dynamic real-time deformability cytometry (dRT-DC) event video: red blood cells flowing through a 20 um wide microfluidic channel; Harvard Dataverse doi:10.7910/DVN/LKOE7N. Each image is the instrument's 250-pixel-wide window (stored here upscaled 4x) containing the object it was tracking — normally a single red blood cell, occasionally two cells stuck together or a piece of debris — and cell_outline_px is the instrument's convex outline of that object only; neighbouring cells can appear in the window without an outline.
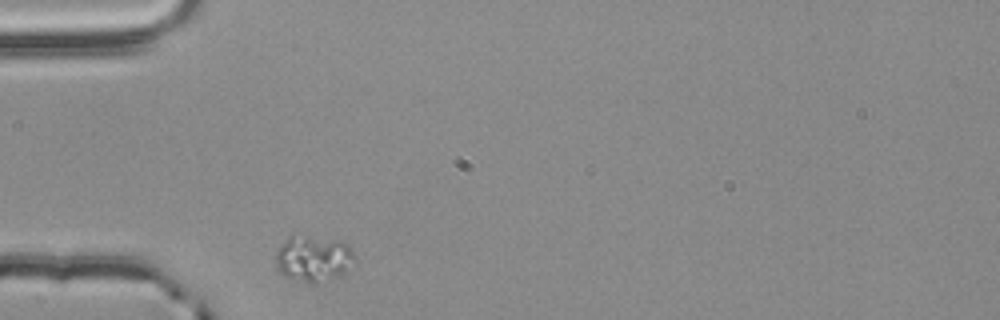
{"species": "common noctule bat (a hibernating species)", "species_latin": "Nyctalus noctula", "temperature_condition": "room temperature", "stored_images_in_passage": 31, "camera_frame_rate_fps": 3000, "um_per_image_px": 0.085, "animal": {"sex": "male", "body_mass_g": 20.4}, "frame": {"image": 1, "passage_image": 1, "time_ms": 0.0, "image_size_px": [1000, 320], "cell_outline_px": [[356, 260], [344, 276], [316, 284], [308, 284], [284, 276], [276, 268], [276, 252], [284, 240], [288, 236], [304, 236], [340, 240], [348, 244]], "centroid_in_image_um": [26.67, 22.02], "position_along_channel_um": 58.3, "area_um2": 21.73}}
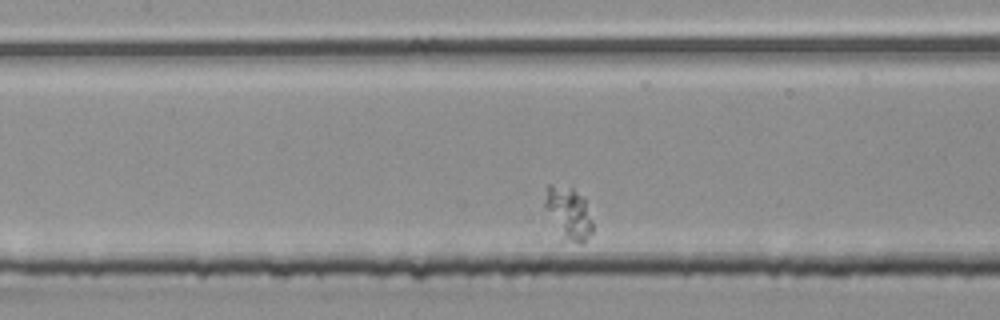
{"frame": {"image": 2, "passage_image": 11, "time_ms": 3.333, "image_size_px": [1000, 320], "cell_outline_px": [[592, 232], [580, 244], [560, 240], [544, 208], [544, 200], [548, 184], [552, 184], [572, 188], [584, 196], [592, 220]], "centroid_in_image_um": [48.29, 18.15], "position_along_channel_um": 159.1, "area_um2": 15.09}}
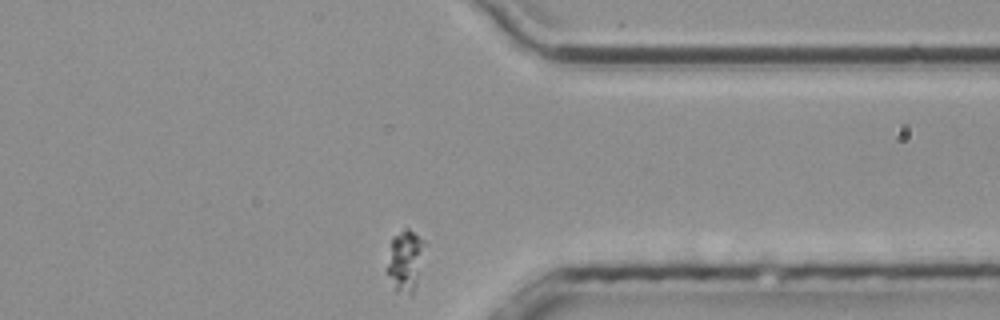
{"frame": {"image": 3, "passage_image": 31, "time_ms": 10.0, "image_size_px": [1000, 320], "cell_outline_px": [[428, 244], [416, 284], [412, 296], [396, 292], [388, 272], [388, 264], [392, 236], [404, 232], [412, 232], [424, 240]], "centroid_in_image_um": [34.51, 22.21], "position_along_channel_um": 376.9, "area_um2": 13.18}}